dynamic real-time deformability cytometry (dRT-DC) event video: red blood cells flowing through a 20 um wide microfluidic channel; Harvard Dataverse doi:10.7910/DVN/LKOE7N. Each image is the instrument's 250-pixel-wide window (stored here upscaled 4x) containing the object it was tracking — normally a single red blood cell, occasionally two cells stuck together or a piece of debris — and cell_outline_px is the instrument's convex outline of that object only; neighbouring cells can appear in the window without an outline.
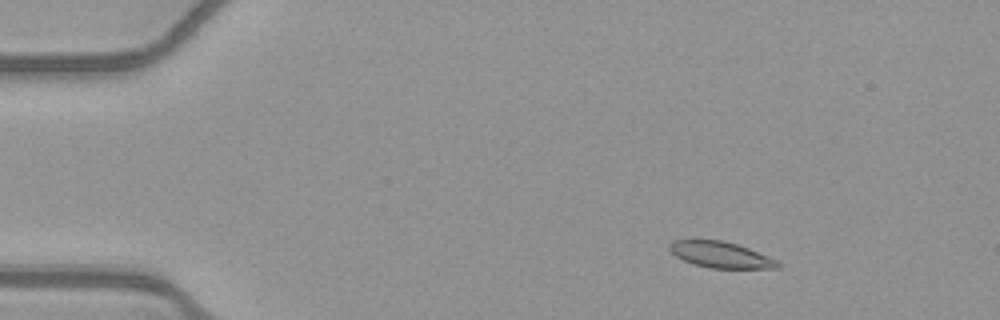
{"species": "common noctule bat (a hibernating species)", "species_latin": "Nyctalus noctula", "temperature_condition": "warm", "stored_images_in_passage": 53, "camera_frame_rate_fps": 3000, "um_per_image_px": 0.085, "animal": {"sex": "female", "body_mass_g": 21.9}, "frame": {"image": 1, "passage_image": 8, "time_ms": 2.333, "image_size_px": [1000, 320], "cell_outline_px": [[780, 268], [712, 268], [692, 264], [676, 256], [668, 248], [668, 244], [672, 240], [720, 240], [736, 244], [748, 248], [776, 260], [780, 264]], "centroid_in_image_um": [61.22, 21.65], "position_along_channel_um": 23.8, "area_um2": 16.24}}
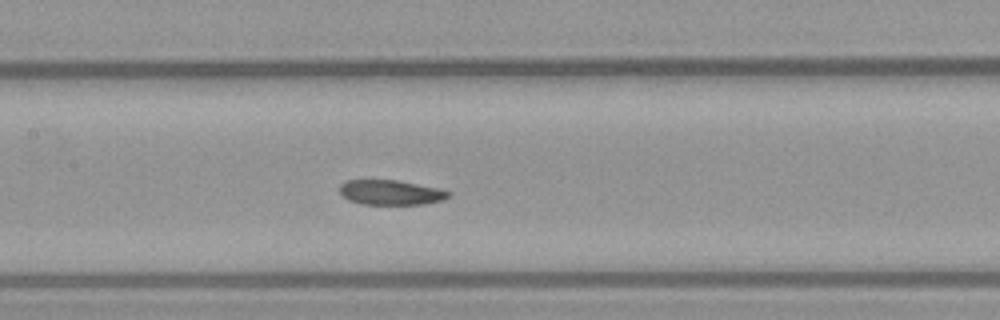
{"frame": {"image": 2, "passage_image": 26, "time_ms": 8.333, "image_size_px": [1000, 320], "cell_outline_px": [[452, 196], [444, 200], [424, 204], [360, 204], [348, 200], [340, 192], [340, 184], [344, 180], [396, 180], [440, 188], [452, 192]], "centroid_in_image_um": [33.26, 16.36], "position_along_channel_um": 174.1, "area_um2": 15.95}}
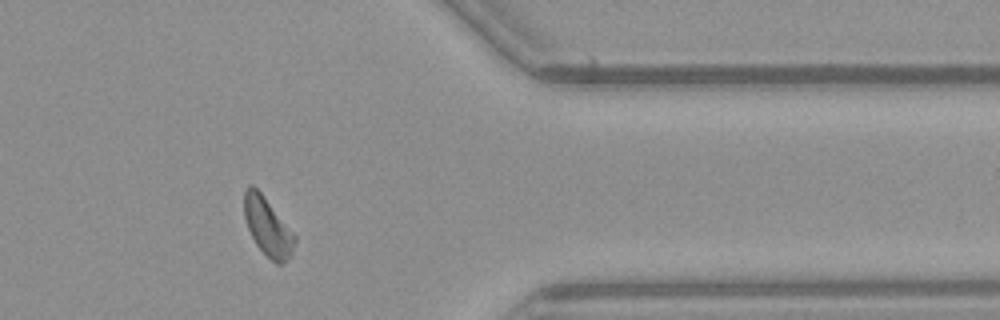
{"frame": {"image": 3, "passage_image": 44, "time_ms": 14.333, "image_size_px": [1000, 320], "cell_outline_px": [[296, 240], [292, 252], [280, 264], [276, 264], [256, 244], [248, 228], [244, 216], [244, 192], [248, 184], [252, 184], [260, 192], [296, 236]], "centroid_in_image_um": [22.73, 19.24], "position_along_channel_um": 388.7, "area_um2": 16.59}}